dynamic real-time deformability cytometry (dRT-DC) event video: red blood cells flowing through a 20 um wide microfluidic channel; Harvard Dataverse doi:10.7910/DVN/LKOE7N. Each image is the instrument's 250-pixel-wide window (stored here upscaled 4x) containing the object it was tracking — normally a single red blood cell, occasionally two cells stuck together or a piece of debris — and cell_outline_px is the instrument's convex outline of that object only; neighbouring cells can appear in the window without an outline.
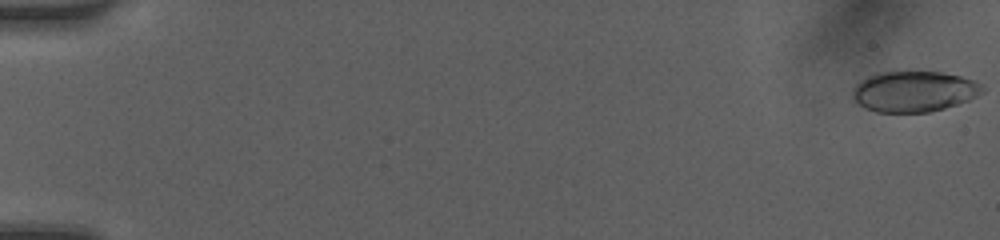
{"species": "human", "species_latin": "Homo sapiens", "temperature_condition": "room temperature", "stored_images_in_passage": 20, "camera_frame_rate_fps": 3000, "um_per_image_px": 0.085, "donor": {"sex": "female"}, "frame": {"image": 1, "passage_image": 1, "time_ms": 0.0, "image_size_px": [1000, 240], "cell_outline_px": [[984, 92], [968, 100], [944, 108], [928, 112], [876, 112], [864, 108], [852, 100], [852, 88], [860, 80], [868, 76], [880, 72], [940, 72], [960, 76], [976, 80], [984, 88]], "centroid_in_image_um": [77.65, 7.77], "position_along_channel_um": 7.3, "area_um2": 30.92}}
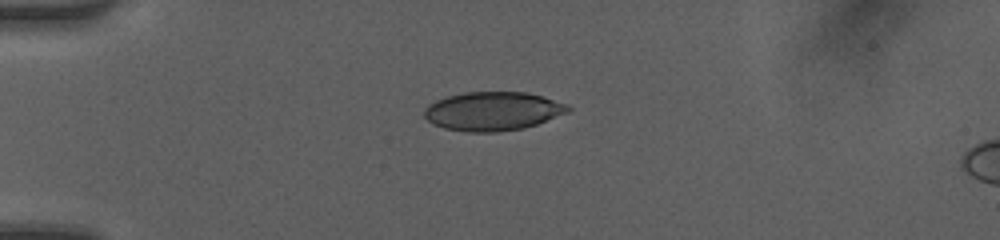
{"frame": {"image": 2, "passage_image": 13, "time_ms": 4.0, "image_size_px": [1000, 240], "cell_outline_px": [[572, 108], [568, 112], [536, 124], [524, 128], [496, 132], [468, 132], [444, 128], [432, 124], [424, 116], [424, 108], [428, 104], [436, 100], [448, 96], [464, 92], [528, 92], [568, 104]], "centroid_in_image_um": [41.87, 9.45], "position_along_channel_um": 43.1, "area_um2": 32.54}}
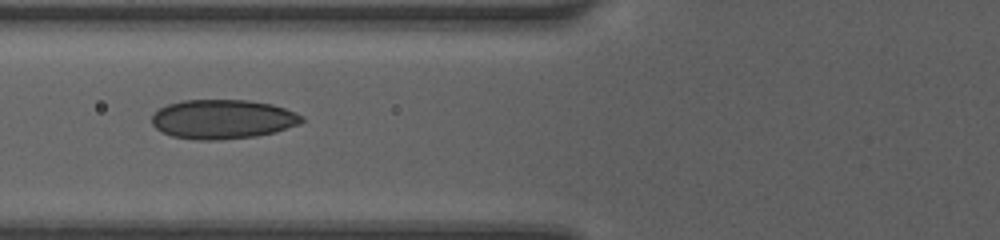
{"frame": {"image": 3, "passage_image": 18, "time_ms": 5.667, "image_size_px": [1000, 240], "cell_outline_px": [[304, 120], [300, 124], [276, 132], [256, 136], [216, 140], [200, 140], [172, 136], [156, 128], [152, 124], [152, 116], [160, 108], [168, 104], [184, 100], [248, 100], [272, 104], [296, 112], [304, 116]], "centroid_in_image_um": [18.97, 10.13], "position_along_channel_um": 106.8, "area_um2": 34.33}}